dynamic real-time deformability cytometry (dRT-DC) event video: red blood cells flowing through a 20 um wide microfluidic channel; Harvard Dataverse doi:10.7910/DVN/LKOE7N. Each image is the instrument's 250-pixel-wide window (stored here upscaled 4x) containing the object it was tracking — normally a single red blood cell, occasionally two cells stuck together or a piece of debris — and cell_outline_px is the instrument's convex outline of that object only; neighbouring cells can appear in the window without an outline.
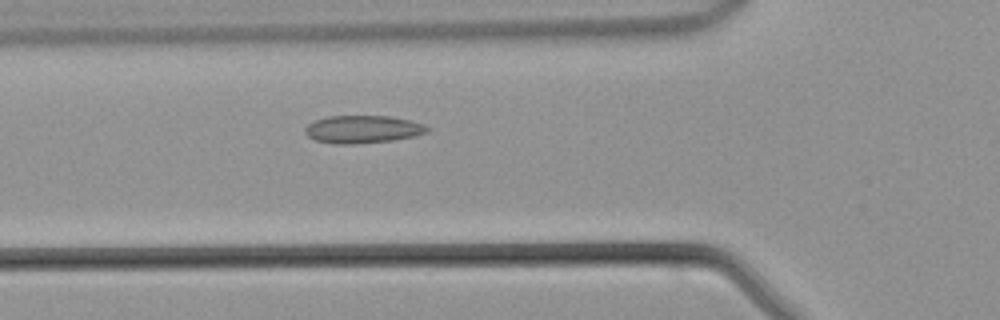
{"species": "common noctule bat (a hibernating species)", "species_latin": "Nyctalus noctula", "temperature_condition": "warm", "stored_images_in_passage": 33, "camera_frame_rate_fps": 3000, "um_per_image_px": 0.085, "animal": {"sex": "male", "body_mass_g": 21.5, "forearm_length_mm": 52.0}, "frame": {"image": 1, "passage_image": 4, "time_ms": 1.0, "image_size_px": [1000, 320], "cell_outline_px": [[432, 128], [428, 132], [396, 140], [352, 144], [332, 144], [316, 140], [308, 136], [304, 132], [304, 128], [308, 124], [316, 120], [328, 116], [388, 116], [408, 120], [424, 124]], "centroid_in_image_um": [30.83, 10.99], "position_along_channel_um": 95.0, "area_um2": 19.77}}
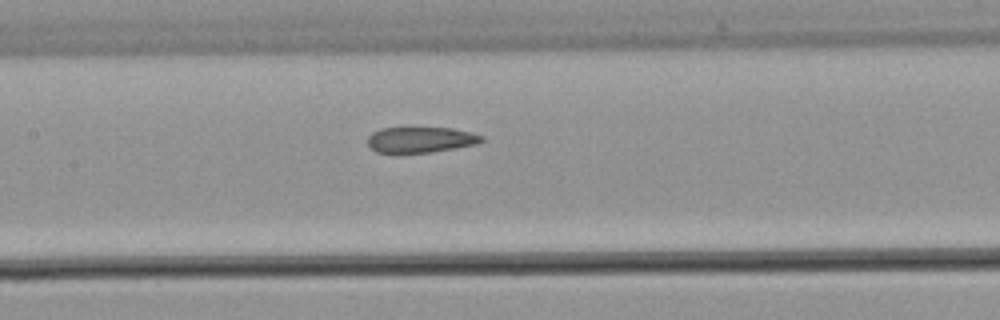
{"frame": {"image": 2, "passage_image": 9, "time_ms": 2.667, "image_size_px": [1000, 320], "cell_outline_px": [[484, 140], [476, 144], [432, 152], [376, 152], [368, 144], [368, 136], [372, 132], [380, 128], [452, 128], [484, 136]], "centroid_in_image_um": [35.75, 11.87], "position_along_channel_um": 171.7, "area_um2": 16.82}}
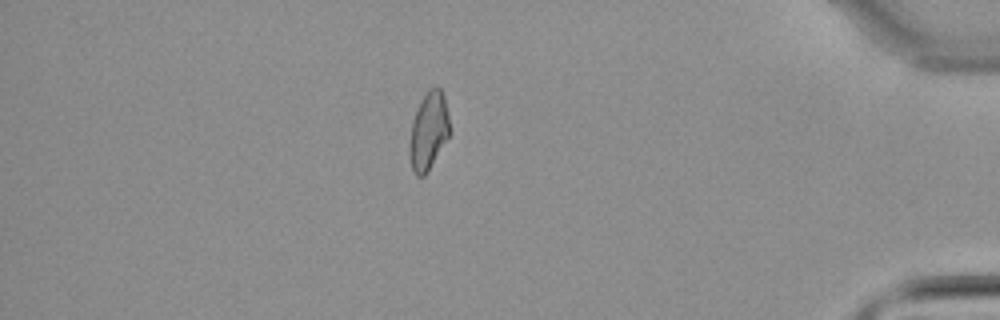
{"frame": {"image": 3, "passage_image": 27, "time_ms": 8.667, "image_size_px": [1000, 320], "cell_outline_px": [[448, 136], [428, 172], [424, 176], [416, 176], [412, 168], [408, 148], [412, 120], [424, 96], [436, 84], [440, 88], [444, 96], [448, 116]], "centroid_in_image_um": [36.4, 11.17], "position_along_channel_um": 398.8, "area_um2": 17.74}}